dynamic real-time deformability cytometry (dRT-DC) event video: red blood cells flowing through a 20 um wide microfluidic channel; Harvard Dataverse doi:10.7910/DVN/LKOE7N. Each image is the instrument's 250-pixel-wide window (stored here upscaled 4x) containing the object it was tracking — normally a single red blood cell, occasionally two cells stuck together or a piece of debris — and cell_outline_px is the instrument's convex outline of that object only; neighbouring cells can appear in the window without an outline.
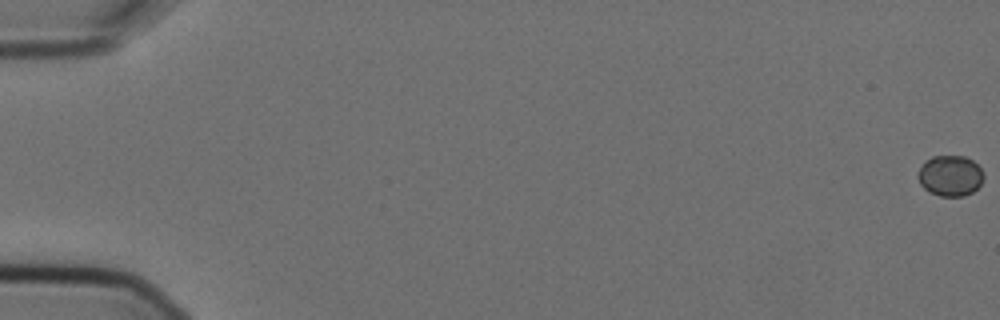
{"species": "Egyptian fruit bat (a non-hibernating species)", "species_latin": "Rousettus aegyptiacus", "temperature_condition": "cold", "stored_images_in_passage": 5, "camera_frame_rate_fps": 3000, "um_per_image_px": 0.085, "animal": {"sex": "female"}, "frame": {"image": 1, "passage_image": 1, "time_ms": 0.0, "image_size_px": [1000, 320], "cell_outline_px": [[984, 176], [980, 184], [972, 192], [964, 196], [940, 196], [924, 188], [920, 184], [916, 176], [920, 168], [932, 156], [964, 156], [972, 160], [980, 168]], "centroid_in_image_um": [80.76, 14.94], "position_along_channel_um": 4.2, "area_um2": 15.37}}
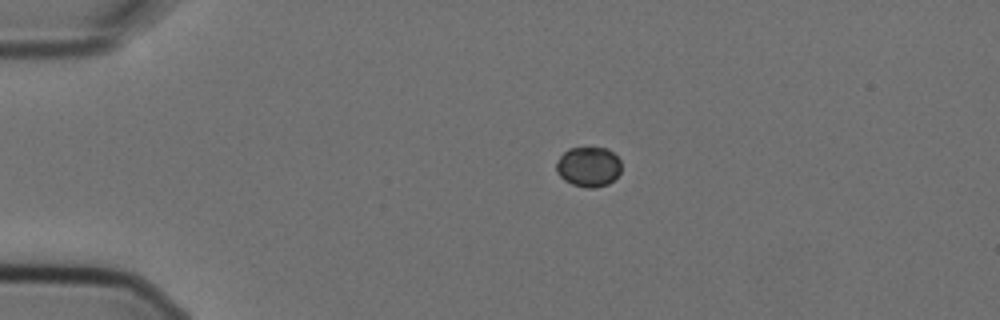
{"frame": {"image": 2, "passage_image": 4, "time_ms": 1.0, "image_size_px": [1000, 320], "cell_outline_px": [[620, 172], [608, 184], [592, 188], [588, 188], [572, 184], [564, 180], [556, 172], [556, 164], [560, 156], [568, 148], [608, 148], [620, 160]], "centroid_in_image_um": [50.0, 14.17], "position_along_channel_um": 35.0, "area_um2": 15.03}}